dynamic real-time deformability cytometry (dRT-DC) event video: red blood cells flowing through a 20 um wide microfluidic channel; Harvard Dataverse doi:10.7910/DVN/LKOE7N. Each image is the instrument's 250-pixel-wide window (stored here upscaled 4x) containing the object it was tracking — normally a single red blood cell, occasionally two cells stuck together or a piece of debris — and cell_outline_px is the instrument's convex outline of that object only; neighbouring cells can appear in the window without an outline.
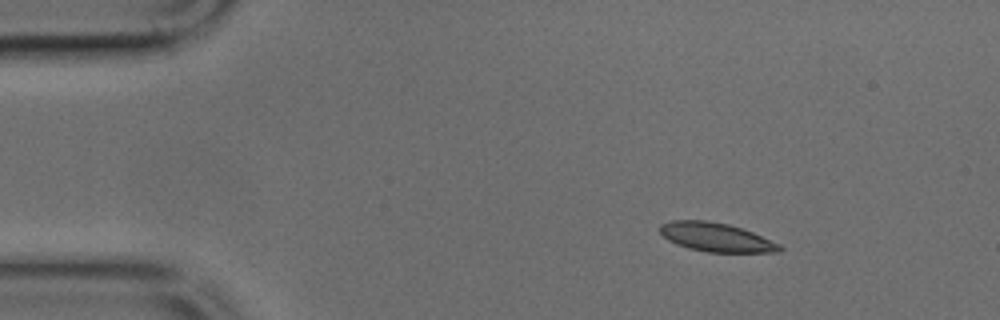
{"species": "common noctule bat (a hibernating species)", "species_latin": "Nyctalus noctula", "temperature_condition": "cold", "stored_images_in_passage": 43, "camera_frame_rate_fps": 3000, "um_per_image_px": 0.085, "animal": {"sex": "male", "body_mass_g": 17.9, "forearm_length_mm": 54.2}, "frame": {"image": 1, "passage_image": 1, "time_ms": 0.0, "image_size_px": [1000, 320], "cell_outline_px": [[784, 248], [780, 252], [708, 252], [688, 248], [676, 244], [668, 240], [660, 232], [660, 224], [668, 220], [704, 220], [728, 224], [752, 232], [780, 244]], "centroid_in_image_um": [60.85, 20.16], "position_along_channel_um": 24.1, "area_um2": 20.06}}
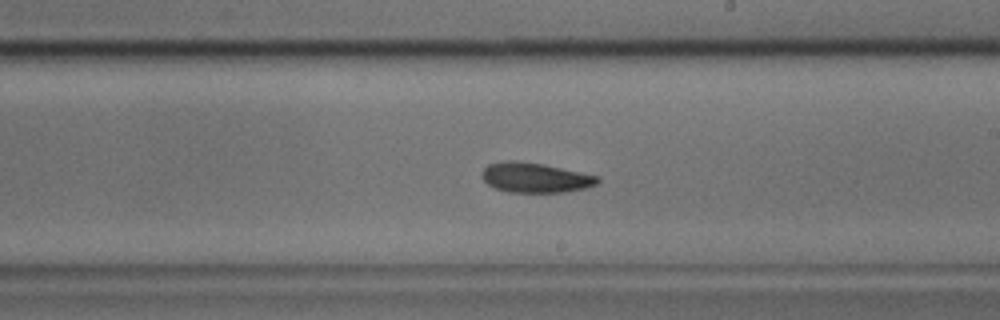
{"frame": {"image": 2, "passage_image": 22, "time_ms": 7.0, "image_size_px": [1000, 320], "cell_outline_px": [[600, 180], [596, 184], [588, 188], [564, 192], [508, 192], [496, 188], [488, 184], [480, 176], [480, 172], [488, 164], [504, 160], [512, 160], [540, 164], [600, 176]], "centroid_in_image_um": [45.47, 15.1], "position_along_channel_um": 243.5, "area_um2": 20.11}}
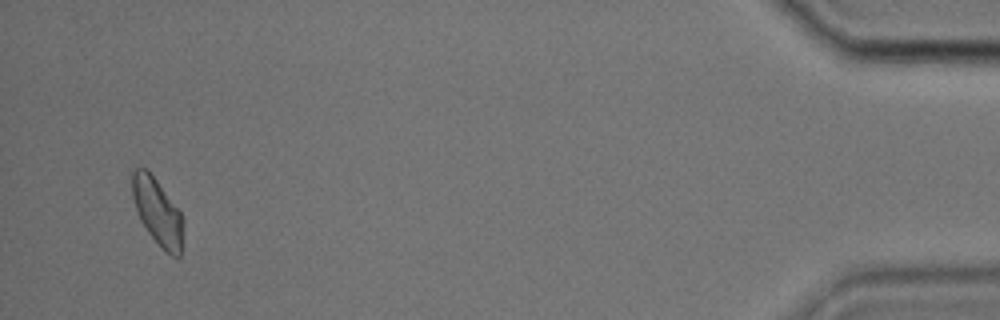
{"frame": {"image": 3, "passage_image": 41, "time_ms": 13.333, "image_size_px": [1000, 320], "cell_outline_px": [[184, 220], [180, 256], [176, 260], [164, 252], [160, 248], [148, 232], [140, 220], [132, 196], [132, 168], [148, 168], [180, 212]], "centroid_in_image_um": [13.39, 18.03], "position_along_channel_um": 421.8, "area_um2": 20.06}}